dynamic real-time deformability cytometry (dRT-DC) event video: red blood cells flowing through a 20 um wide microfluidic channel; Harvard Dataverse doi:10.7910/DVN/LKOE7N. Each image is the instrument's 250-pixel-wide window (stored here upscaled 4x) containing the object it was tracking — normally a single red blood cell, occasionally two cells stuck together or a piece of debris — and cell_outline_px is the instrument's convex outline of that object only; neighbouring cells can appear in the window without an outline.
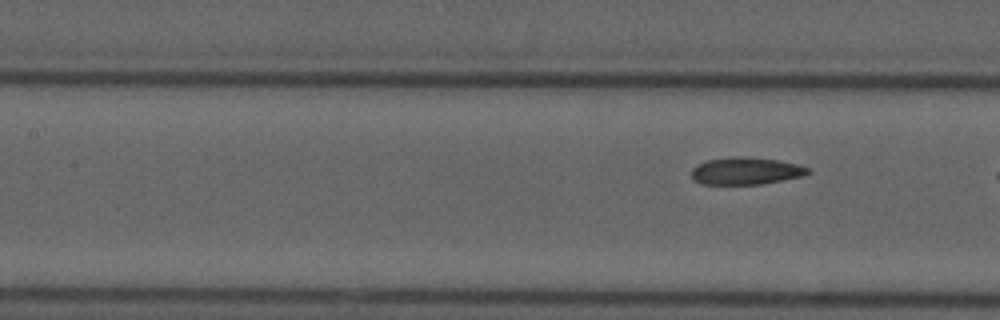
{"species": "common noctule bat (a hibernating species)", "species_latin": "Nyctalus noctula", "temperature_condition": "cold", "stored_images_in_passage": 9, "segment_of_instrument_passage": [2, 2], "camera_frame_rate_fps": 3000, "um_per_image_px": 0.085, "animal": {"sex": "male", "forearm_length_mm": 52.5}, "frame": {"image": 1, "passage_image": 9, "time_ms": 10.333, "image_size_px": [1000, 320], "cell_outline_px": [[812, 172], [800, 176], [760, 184], [700, 184], [692, 180], [692, 168], [696, 164], [708, 160], [736, 156], [744, 156], [776, 160], [796, 164], [808, 168]], "centroid_in_image_um": [63.33, 14.53], "position_along_channel_um": 144.1, "area_um2": 18.32}}